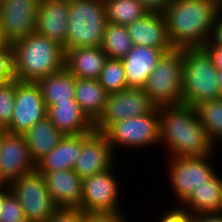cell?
I'll use <instances>...</instances> for the list:
<instances>
[{
  "label": "cell",
  "instance_id": "cell-10",
  "mask_svg": "<svg viewBox=\"0 0 222 222\" xmlns=\"http://www.w3.org/2000/svg\"><path fill=\"white\" fill-rule=\"evenodd\" d=\"M211 155L201 157H169V180L178 201L182 203L198 188L207 182L215 173Z\"/></svg>",
  "mask_w": 222,
  "mask_h": 222
},
{
  "label": "cell",
  "instance_id": "cell-41",
  "mask_svg": "<svg viewBox=\"0 0 222 222\" xmlns=\"http://www.w3.org/2000/svg\"><path fill=\"white\" fill-rule=\"evenodd\" d=\"M79 222H108V216L85 214Z\"/></svg>",
  "mask_w": 222,
  "mask_h": 222
},
{
  "label": "cell",
  "instance_id": "cell-19",
  "mask_svg": "<svg viewBox=\"0 0 222 222\" xmlns=\"http://www.w3.org/2000/svg\"><path fill=\"white\" fill-rule=\"evenodd\" d=\"M164 52L159 48L134 45L122 58L128 88H144Z\"/></svg>",
  "mask_w": 222,
  "mask_h": 222
},
{
  "label": "cell",
  "instance_id": "cell-46",
  "mask_svg": "<svg viewBox=\"0 0 222 222\" xmlns=\"http://www.w3.org/2000/svg\"><path fill=\"white\" fill-rule=\"evenodd\" d=\"M190 222H199V221L195 217H193Z\"/></svg>",
  "mask_w": 222,
  "mask_h": 222
},
{
  "label": "cell",
  "instance_id": "cell-22",
  "mask_svg": "<svg viewBox=\"0 0 222 222\" xmlns=\"http://www.w3.org/2000/svg\"><path fill=\"white\" fill-rule=\"evenodd\" d=\"M82 150V134L64 135L57 146L36 163L37 172L73 169Z\"/></svg>",
  "mask_w": 222,
  "mask_h": 222
},
{
  "label": "cell",
  "instance_id": "cell-27",
  "mask_svg": "<svg viewBox=\"0 0 222 222\" xmlns=\"http://www.w3.org/2000/svg\"><path fill=\"white\" fill-rule=\"evenodd\" d=\"M133 46L126 26L107 23L100 47L108 58L122 59Z\"/></svg>",
  "mask_w": 222,
  "mask_h": 222
},
{
  "label": "cell",
  "instance_id": "cell-13",
  "mask_svg": "<svg viewBox=\"0 0 222 222\" xmlns=\"http://www.w3.org/2000/svg\"><path fill=\"white\" fill-rule=\"evenodd\" d=\"M36 171L23 134L4 131L0 137V184H10Z\"/></svg>",
  "mask_w": 222,
  "mask_h": 222
},
{
  "label": "cell",
  "instance_id": "cell-26",
  "mask_svg": "<svg viewBox=\"0 0 222 222\" xmlns=\"http://www.w3.org/2000/svg\"><path fill=\"white\" fill-rule=\"evenodd\" d=\"M42 98L47 107L54 105L56 102L69 101L75 99L74 91L76 77L66 68L37 81Z\"/></svg>",
  "mask_w": 222,
  "mask_h": 222
},
{
  "label": "cell",
  "instance_id": "cell-28",
  "mask_svg": "<svg viewBox=\"0 0 222 222\" xmlns=\"http://www.w3.org/2000/svg\"><path fill=\"white\" fill-rule=\"evenodd\" d=\"M107 20L117 25H128L148 13L138 0H104Z\"/></svg>",
  "mask_w": 222,
  "mask_h": 222
},
{
  "label": "cell",
  "instance_id": "cell-43",
  "mask_svg": "<svg viewBox=\"0 0 222 222\" xmlns=\"http://www.w3.org/2000/svg\"><path fill=\"white\" fill-rule=\"evenodd\" d=\"M8 44V42L4 39L1 18H0V48L4 47Z\"/></svg>",
  "mask_w": 222,
  "mask_h": 222
},
{
  "label": "cell",
  "instance_id": "cell-1",
  "mask_svg": "<svg viewBox=\"0 0 222 222\" xmlns=\"http://www.w3.org/2000/svg\"><path fill=\"white\" fill-rule=\"evenodd\" d=\"M159 113L160 143L165 144L170 157L213 154L217 145L210 139L194 107L183 104L160 106Z\"/></svg>",
  "mask_w": 222,
  "mask_h": 222
},
{
  "label": "cell",
  "instance_id": "cell-30",
  "mask_svg": "<svg viewBox=\"0 0 222 222\" xmlns=\"http://www.w3.org/2000/svg\"><path fill=\"white\" fill-rule=\"evenodd\" d=\"M98 81L109 94L127 89L128 85L122 60L108 58Z\"/></svg>",
  "mask_w": 222,
  "mask_h": 222
},
{
  "label": "cell",
  "instance_id": "cell-45",
  "mask_svg": "<svg viewBox=\"0 0 222 222\" xmlns=\"http://www.w3.org/2000/svg\"><path fill=\"white\" fill-rule=\"evenodd\" d=\"M212 1H215L216 3L222 6V0H212Z\"/></svg>",
  "mask_w": 222,
  "mask_h": 222
},
{
  "label": "cell",
  "instance_id": "cell-12",
  "mask_svg": "<svg viewBox=\"0 0 222 222\" xmlns=\"http://www.w3.org/2000/svg\"><path fill=\"white\" fill-rule=\"evenodd\" d=\"M158 105L145 93L142 88H127L108 96L104 114L95 123V130L105 132L112 124L152 113Z\"/></svg>",
  "mask_w": 222,
  "mask_h": 222
},
{
  "label": "cell",
  "instance_id": "cell-37",
  "mask_svg": "<svg viewBox=\"0 0 222 222\" xmlns=\"http://www.w3.org/2000/svg\"><path fill=\"white\" fill-rule=\"evenodd\" d=\"M148 12L162 13L171 0H138Z\"/></svg>",
  "mask_w": 222,
  "mask_h": 222
},
{
  "label": "cell",
  "instance_id": "cell-8",
  "mask_svg": "<svg viewBox=\"0 0 222 222\" xmlns=\"http://www.w3.org/2000/svg\"><path fill=\"white\" fill-rule=\"evenodd\" d=\"M159 107L152 113L130 117L112 124L104 133L110 147L146 148L160 144Z\"/></svg>",
  "mask_w": 222,
  "mask_h": 222
},
{
  "label": "cell",
  "instance_id": "cell-11",
  "mask_svg": "<svg viewBox=\"0 0 222 222\" xmlns=\"http://www.w3.org/2000/svg\"><path fill=\"white\" fill-rule=\"evenodd\" d=\"M46 117L47 106L38 83L20 81L15 78L13 117L10 126L5 131L23 134Z\"/></svg>",
  "mask_w": 222,
  "mask_h": 222
},
{
  "label": "cell",
  "instance_id": "cell-21",
  "mask_svg": "<svg viewBox=\"0 0 222 222\" xmlns=\"http://www.w3.org/2000/svg\"><path fill=\"white\" fill-rule=\"evenodd\" d=\"M107 59L101 47L68 49L65 68L76 78L98 79Z\"/></svg>",
  "mask_w": 222,
  "mask_h": 222
},
{
  "label": "cell",
  "instance_id": "cell-32",
  "mask_svg": "<svg viewBox=\"0 0 222 222\" xmlns=\"http://www.w3.org/2000/svg\"><path fill=\"white\" fill-rule=\"evenodd\" d=\"M0 222H27L18 198L12 192L5 198L4 207L0 213Z\"/></svg>",
  "mask_w": 222,
  "mask_h": 222
},
{
  "label": "cell",
  "instance_id": "cell-34",
  "mask_svg": "<svg viewBox=\"0 0 222 222\" xmlns=\"http://www.w3.org/2000/svg\"><path fill=\"white\" fill-rule=\"evenodd\" d=\"M84 215L78 208H57L46 222H79Z\"/></svg>",
  "mask_w": 222,
  "mask_h": 222
},
{
  "label": "cell",
  "instance_id": "cell-2",
  "mask_svg": "<svg viewBox=\"0 0 222 222\" xmlns=\"http://www.w3.org/2000/svg\"><path fill=\"white\" fill-rule=\"evenodd\" d=\"M221 5L212 0H171L162 12L175 49L205 47Z\"/></svg>",
  "mask_w": 222,
  "mask_h": 222
},
{
  "label": "cell",
  "instance_id": "cell-15",
  "mask_svg": "<svg viewBox=\"0 0 222 222\" xmlns=\"http://www.w3.org/2000/svg\"><path fill=\"white\" fill-rule=\"evenodd\" d=\"M113 157L115 153L105 133L93 130L82 134V150L73 170L84 179L111 168L115 161Z\"/></svg>",
  "mask_w": 222,
  "mask_h": 222
},
{
  "label": "cell",
  "instance_id": "cell-18",
  "mask_svg": "<svg viewBox=\"0 0 222 222\" xmlns=\"http://www.w3.org/2000/svg\"><path fill=\"white\" fill-rule=\"evenodd\" d=\"M42 175L57 208H78L82 199V178L73 170L38 172Z\"/></svg>",
  "mask_w": 222,
  "mask_h": 222
},
{
  "label": "cell",
  "instance_id": "cell-14",
  "mask_svg": "<svg viewBox=\"0 0 222 222\" xmlns=\"http://www.w3.org/2000/svg\"><path fill=\"white\" fill-rule=\"evenodd\" d=\"M40 0H3L0 18L4 39L12 44L35 32Z\"/></svg>",
  "mask_w": 222,
  "mask_h": 222
},
{
  "label": "cell",
  "instance_id": "cell-16",
  "mask_svg": "<svg viewBox=\"0 0 222 222\" xmlns=\"http://www.w3.org/2000/svg\"><path fill=\"white\" fill-rule=\"evenodd\" d=\"M133 45L149 46L161 49L164 53L174 50L162 13L148 12L131 24L126 25Z\"/></svg>",
  "mask_w": 222,
  "mask_h": 222
},
{
  "label": "cell",
  "instance_id": "cell-25",
  "mask_svg": "<svg viewBox=\"0 0 222 222\" xmlns=\"http://www.w3.org/2000/svg\"><path fill=\"white\" fill-rule=\"evenodd\" d=\"M23 135L35 163L55 148L64 136L48 117L37 122Z\"/></svg>",
  "mask_w": 222,
  "mask_h": 222
},
{
  "label": "cell",
  "instance_id": "cell-23",
  "mask_svg": "<svg viewBox=\"0 0 222 222\" xmlns=\"http://www.w3.org/2000/svg\"><path fill=\"white\" fill-rule=\"evenodd\" d=\"M219 176L215 173L207 182L194 188L182 203L193 215L222 212V177Z\"/></svg>",
  "mask_w": 222,
  "mask_h": 222
},
{
  "label": "cell",
  "instance_id": "cell-5",
  "mask_svg": "<svg viewBox=\"0 0 222 222\" xmlns=\"http://www.w3.org/2000/svg\"><path fill=\"white\" fill-rule=\"evenodd\" d=\"M65 52L100 47L108 20L104 0H70Z\"/></svg>",
  "mask_w": 222,
  "mask_h": 222
},
{
  "label": "cell",
  "instance_id": "cell-24",
  "mask_svg": "<svg viewBox=\"0 0 222 222\" xmlns=\"http://www.w3.org/2000/svg\"><path fill=\"white\" fill-rule=\"evenodd\" d=\"M74 95L80 108L96 123L104 114L109 93L98 79L76 78Z\"/></svg>",
  "mask_w": 222,
  "mask_h": 222
},
{
  "label": "cell",
  "instance_id": "cell-38",
  "mask_svg": "<svg viewBox=\"0 0 222 222\" xmlns=\"http://www.w3.org/2000/svg\"><path fill=\"white\" fill-rule=\"evenodd\" d=\"M199 222H222L221 213L199 214L194 215Z\"/></svg>",
  "mask_w": 222,
  "mask_h": 222
},
{
  "label": "cell",
  "instance_id": "cell-7",
  "mask_svg": "<svg viewBox=\"0 0 222 222\" xmlns=\"http://www.w3.org/2000/svg\"><path fill=\"white\" fill-rule=\"evenodd\" d=\"M111 168L82 180L80 209L87 215L123 214L119 207L120 184Z\"/></svg>",
  "mask_w": 222,
  "mask_h": 222
},
{
  "label": "cell",
  "instance_id": "cell-47",
  "mask_svg": "<svg viewBox=\"0 0 222 222\" xmlns=\"http://www.w3.org/2000/svg\"><path fill=\"white\" fill-rule=\"evenodd\" d=\"M4 131H5V130L0 129V137H1V135H2V133H3Z\"/></svg>",
  "mask_w": 222,
  "mask_h": 222
},
{
  "label": "cell",
  "instance_id": "cell-35",
  "mask_svg": "<svg viewBox=\"0 0 222 222\" xmlns=\"http://www.w3.org/2000/svg\"><path fill=\"white\" fill-rule=\"evenodd\" d=\"M194 215L184 208H172L169 209L162 217L159 222H190Z\"/></svg>",
  "mask_w": 222,
  "mask_h": 222
},
{
  "label": "cell",
  "instance_id": "cell-20",
  "mask_svg": "<svg viewBox=\"0 0 222 222\" xmlns=\"http://www.w3.org/2000/svg\"><path fill=\"white\" fill-rule=\"evenodd\" d=\"M47 117L64 135H78L95 130V123L80 108L75 99L56 102L47 107Z\"/></svg>",
  "mask_w": 222,
  "mask_h": 222
},
{
  "label": "cell",
  "instance_id": "cell-36",
  "mask_svg": "<svg viewBox=\"0 0 222 222\" xmlns=\"http://www.w3.org/2000/svg\"><path fill=\"white\" fill-rule=\"evenodd\" d=\"M205 47L222 48V6L217 13V21L213 28L211 40Z\"/></svg>",
  "mask_w": 222,
  "mask_h": 222
},
{
  "label": "cell",
  "instance_id": "cell-17",
  "mask_svg": "<svg viewBox=\"0 0 222 222\" xmlns=\"http://www.w3.org/2000/svg\"><path fill=\"white\" fill-rule=\"evenodd\" d=\"M70 0H40L35 32L66 46Z\"/></svg>",
  "mask_w": 222,
  "mask_h": 222
},
{
  "label": "cell",
  "instance_id": "cell-44",
  "mask_svg": "<svg viewBox=\"0 0 222 222\" xmlns=\"http://www.w3.org/2000/svg\"><path fill=\"white\" fill-rule=\"evenodd\" d=\"M217 78L220 85V89L222 90V70L218 69Z\"/></svg>",
  "mask_w": 222,
  "mask_h": 222
},
{
  "label": "cell",
  "instance_id": "cell-4",
  "mask_svg": "<svg viewBox=\"0 0 222 222\" xmlns=\"http://www.w3.org/2000/svg\"><path fill=\"white\" fill-rule=\"evenodd\" d=\"M217 73L213 56L205 47L183 48L182 104L194 107L222 98Z\"/></svg>",
  "mask_w": 222,
  "mask_h": 222
},
{
  "label": "cell",
  "instance_id": "cell-40",
  "mask_svg": "<svg viewBox=\"0 0 222 222\" xmlns=\"http://www.w3.org/2000/svg\"><path fill=\"white\" fill-rule=\"evenodd\" d=\"M11 193L10 186L8 184H0V213L3 210L5 198Z\"/></svg>",
  "mask_w": 222,
  "mask_h": 222
},
{
  "label": "cell",
  "instance_id": "cell-39",
  "mask_svg": "<svg viewBox=\"0 0 222 222\" xmlns=\"http://www.w3.org/2000/svg\"><path fill=\"white\" fill-rule=\"evenodd\" d=\"M213 56L215 66L217 69L222 70V48L220 47H205Z\"/></svg>",
  "mask_w": 222,
  "mask_h": 222
},
{
  "label": "cell",
  "instance_id": "cell-42",
  "mask_svg": "<svg viewBox=\"0 0 222 222\" xmlns=\"http://www.w3.org/2000/svg\"><path fill=\"white\" fill-rule=\"evenodd\" d=\"M127 221L128 219L126 220L123 214L108 217V222H127Z\"/></svg>",
  "mask_w": 222,
  "mask_h": 222
},
{
  "label": "cell",
  "instance_id": "cell-31",
  "mask_svg": "<svg viewBox=\"0 0 222 222\" xmlns=\"http://www.w3.org/2000/svg\"><path fill=\"white\" fill-rule=\"evenodd\" d=\"M15 79L0 85V129L6 130L13 117Z\"/></svg>",
  "mask_w": 222,
  "mask_h": 222
},
{
  "label": "cell",
  "instance_id": "cell-9",
  "mask_svg": "<svg viewBox=\"0 0 222 222\" xmlns=\"http://www.w3.org/2000/svg\"><path fill=\"white\" fill-rule=\"evenodd\" d=\"M9 186L18 198L27 222H46L57 209L44 178L37 171L21 176Z\"/></svg>",
  "mask_w": 222,
  "mask_h": 222
},
{
  "label": "cell",
  "instance_id": "cell-6",
  "mask_svg": "<svg viewBox=\"0 0 222 222\" xmlns=\"http://www.w3.org/2000/svg\"><path fill=\"white\" fill-rule=\"evenodd\" d=\"M183 49L164 53L143 88L158 105H181Z\"/></svg>",
  "mask_w": 222,
  "mask_h": 222
},
{
  "label": "cell",
  "instance_id": "cell-3",
  "mask_svg": "<svg viewBox=\"0 0 222 222\" xmlns=\"http://www.w3.org/2000/svg\"><path fill=\"white\" fill-rule=\"evenodd\" d=\"M12 48L17 80L37 82L65 68L64 47L36 32L12 43Z\"/></svg>",
  "mask_w": 222,
  "mask_h": 222
},
{
  "label": "cell",
  "instance_id": "cell-29",
  "mask_svg": "<svg viewBox=\"0 0 222 222\" xmlns=\"http://www.w3.org/2000/svg\"><path fill=\"white\" fill-rule=\"evenodd\" d=\"M194 108L210 139L217 144L222 140V98L200 102Z\"/></svg>",
  "mask_w": 222,
  "mask_h": 222
},
{
  "label": "cell",
  "instance_id": "cell-33",
  "mask_svg": "<svg viewBox=\"0 0 222 222\" xmlns=\"http://www.w3.org/2000/svg\"><path fill=\"white\" fill-rule=\"evenodd\" d=\"M15 79L12 44L0 48V85Z\"/></svg>",
  "mask_w": 222,
  "mask_h": 222
}]
</instances>
